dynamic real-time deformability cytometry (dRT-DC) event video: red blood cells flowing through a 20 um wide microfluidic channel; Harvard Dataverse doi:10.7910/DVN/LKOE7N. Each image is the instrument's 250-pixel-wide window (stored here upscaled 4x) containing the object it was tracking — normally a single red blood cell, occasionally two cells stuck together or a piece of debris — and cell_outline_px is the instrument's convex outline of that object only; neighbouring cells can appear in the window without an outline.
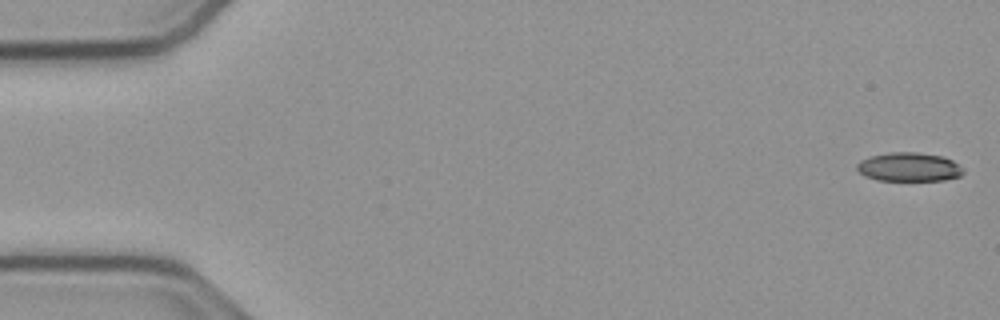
{"species": "common noctule bat (a hibernating species)", "species_latin": "Nyctalus noctula", "temperature_condition": "cold", "stored_images_in_passage": 13, "camera_frame_rate_fps": 3000, "um_per_image_px": 0.085, "animal": {"sex": "male", "body_mass_g": 23.1, "forearm_length_mm": 52.7}, "frame": {"image": 1, "passage_image": 1, "time_ms": 0.0, "image_size_px": [1000, 320], "cell_outline_px": [[964, 172], [960, 176], [944, 180], [876, 180], [864, 176], [856, 168], [856, 164], [860, 160], [872, 156], [892, 152], [916, 152], [944, 156], [952, 160]], "centroid_in_image_um": [77.24, 14.19], "position_along_channel_um": 7.8, "area_um2": 17.74}}